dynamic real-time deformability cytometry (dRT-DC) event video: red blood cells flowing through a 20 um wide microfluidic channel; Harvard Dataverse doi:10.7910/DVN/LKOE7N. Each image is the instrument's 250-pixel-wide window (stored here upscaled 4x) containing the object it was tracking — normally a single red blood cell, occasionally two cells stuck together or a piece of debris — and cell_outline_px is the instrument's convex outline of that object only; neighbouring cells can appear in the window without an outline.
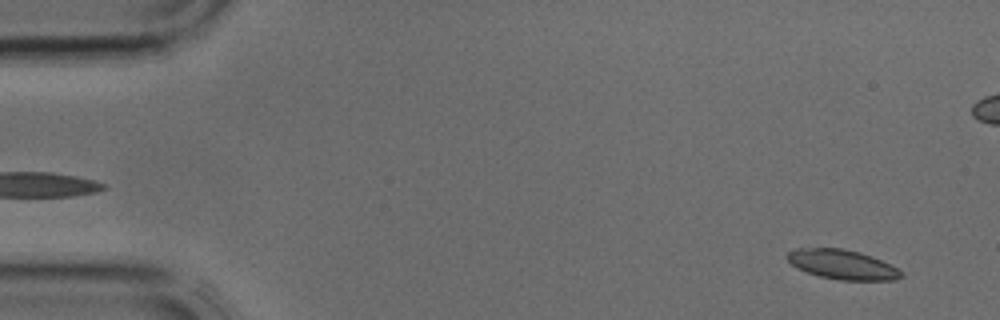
{"species": "common noctule bat (a hibernating species)", "species_latin": "Nyctalus noctula", "temperature_condition": "cold", "stored_images_in_passage": 40, "camera_frame_rate_fps": 3000, "um_per_image_px": 0.085, "animal": {"sex": "male", "body_mass_g": 17.9, "forearm_length_mm": 54.2}, "frame": {"image": 1, "passage_image": 2, "time_ms": 0.333, "image_size_px": [1000, 320], "cell_outline_px": [[904, 276], [896, 280], [840, 280], [820, 276], [796, 268], [784, 256], [788, 252], [796, 248], [844, 248], [860, 252], [872, 256], [904, 272]], "centroid_in_image_um": [71.59, 22.48], "position_along_channel_um": 13.4, "area_um2": 19.65}}
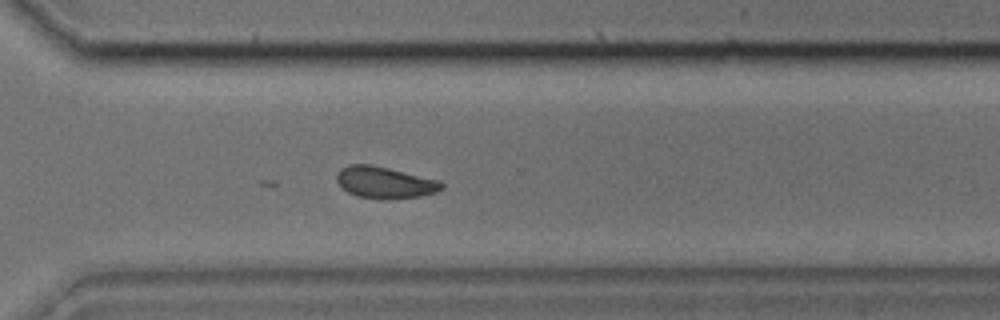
{"frame": {"image": 2, "passage_image": 28, "time_ms": 9.0, "image_size_px": [1000, 320], "cell_outline_px": [[444, 188], [436, 192], [420, 196], [356, 196], [348, 192], [336, 180], [336, 172], [340, 168], [348, 164], [372, 164], [440, 180], [444, 184]], "centroid_in_image_um": [32.7, 15.44], "position_along_channel_um": 337.9, "area_um2": 18.67}}
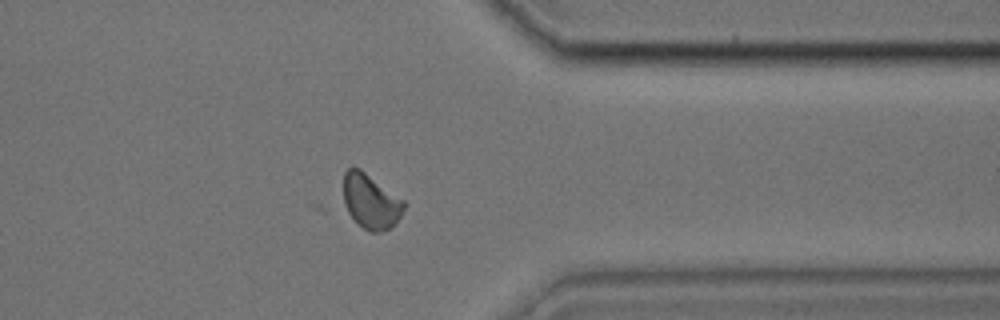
{"frame": {"image": 3, "passage_image": 31, "time_ms": 10.0, "image_size_px": [1000, 320], "cell_outline_px": [[404, 208], [400, 216], [388, 228], [380, 232], [368, 232], [348, 212], [344, 204], [344, 172], [348, 168], [360, 168], [404, 200]], "centroid_in_image_um": [31.5, 17.09], "position_along_channel_um": 379.9, "area_um2": 18.9}}